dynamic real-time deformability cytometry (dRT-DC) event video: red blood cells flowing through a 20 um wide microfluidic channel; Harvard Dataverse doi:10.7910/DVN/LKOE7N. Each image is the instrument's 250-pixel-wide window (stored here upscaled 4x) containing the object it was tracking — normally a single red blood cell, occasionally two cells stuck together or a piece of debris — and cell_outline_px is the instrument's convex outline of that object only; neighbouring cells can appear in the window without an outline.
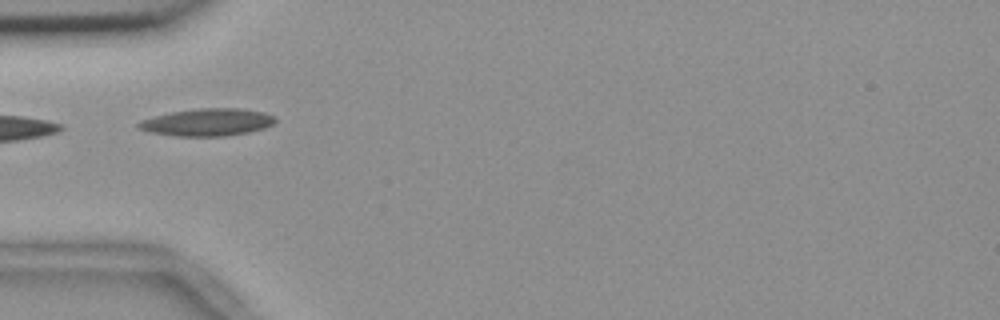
{"species": "common noctule bat (a hibernating species)", "species_latin": "Nyctalus noctula", "temperature_condition": "room temperature", "stored_images_in_passage": 2, "camera_frame_rate_fps": 3000, "um_per_image_px": 0.085, "animal": {"sex": "female", "body_mass_g": 18.4}, "frame": {"image": 1, "passage_image": 1, "time_ms": 0.0, "image_size_px": [1000, 320], "cell_outline_px": [[276, 120], [272, 124], [264, 128], [248, 132], [228, 136], [176, 136], [152, 132], [136, 128], [136, 124], [140, 120], [172, 112], [200, 108], [240, 108], [264, 112], [276, 116]], "centroid_in_image_um": [17.64, 10.39], "position_along_channel_um": 67.4, "area_um2": 21.79}}